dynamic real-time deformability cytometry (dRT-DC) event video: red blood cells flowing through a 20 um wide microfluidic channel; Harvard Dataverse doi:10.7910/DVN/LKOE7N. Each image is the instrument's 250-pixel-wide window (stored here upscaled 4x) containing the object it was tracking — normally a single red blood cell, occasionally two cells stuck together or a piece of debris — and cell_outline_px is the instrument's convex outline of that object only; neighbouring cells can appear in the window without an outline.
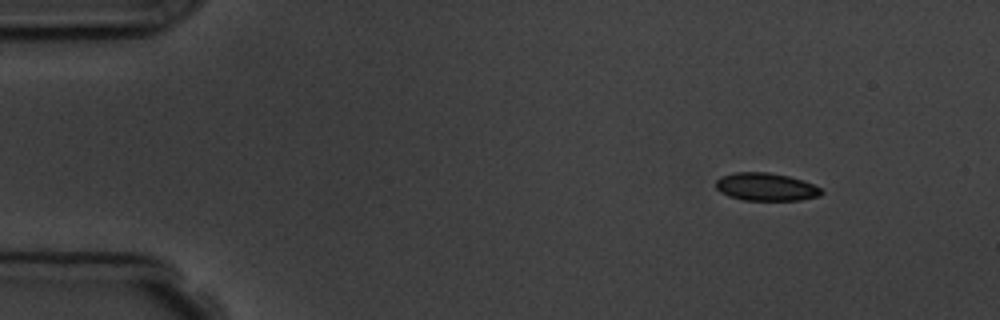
{"species": "common noctule bat (a hibernating species)", "species_latin": "Nyctalus noctula", "temperature_condition": "room temperature", "stored_images_in_passage": 3, "camera_frame_rate_fps": 3000, "um_per_image_px": 0.085, "animal": {"sex": "male", "body_mass_g": 19.5, "forearm_length_mm": 54.6}, "frame": {"image": 1, "passage_image": 1, "time_ms": 0.0, "image_size_px": [1000, 320], "cell_outline_px": [[824, 192], [820, 196], [800, 200], [744, 200], [728, 196], [720, 192], [716, 188], [716, 180], [720, 176], [736, 172], [768, 172], [788, 176], [812, 184], [820, 188]], "centroid_in_image_um": [65.08, 15.89], "position_along_channel_um": 19.9, "area_um2": 17.11}}